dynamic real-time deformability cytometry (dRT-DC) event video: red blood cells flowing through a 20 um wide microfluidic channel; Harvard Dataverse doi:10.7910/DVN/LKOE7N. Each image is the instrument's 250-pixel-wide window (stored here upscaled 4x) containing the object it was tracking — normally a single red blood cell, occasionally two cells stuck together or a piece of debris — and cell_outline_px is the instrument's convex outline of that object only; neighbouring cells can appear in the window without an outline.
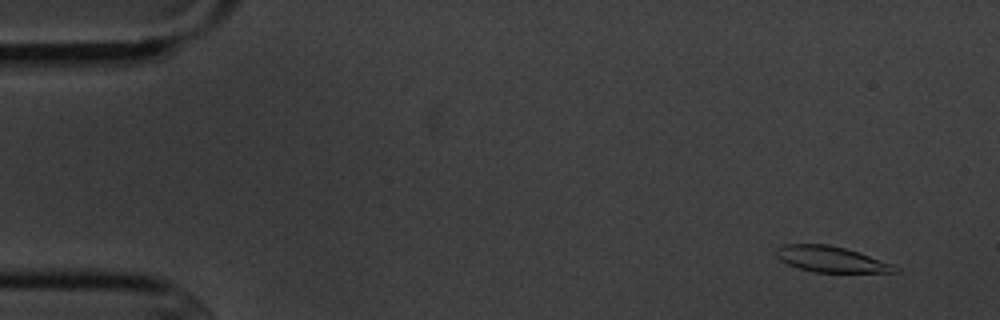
{"species": "common noctule bat (a hibernating species)", "species_latin": "Nyctalus noctula", "temperature_condition": "cold", "stored_images_in_passage": 6, "camera_frame_rate_fps": 3000, "um_per_image_px": 0.085, "animal": {"sex": "male", "body_mass_g": 20.1, "forearm_length_mm": 53.5}, "frame": {"image": 1, "passage_image": 1, "time_ms": 0.0, "image_size_px": [1000, 320], "cell_outline_px": [[900, 272], [812, 272], [788, 264], [780, 260], [776, 256], [776, 248], [784, 244], [828, 244], [844, 248], [892, 264], [900, 268]], "centroid_in_image_um": [70.61, 22.04], "position_along_channel_um": 14.4, "area_um2": 17.63}}
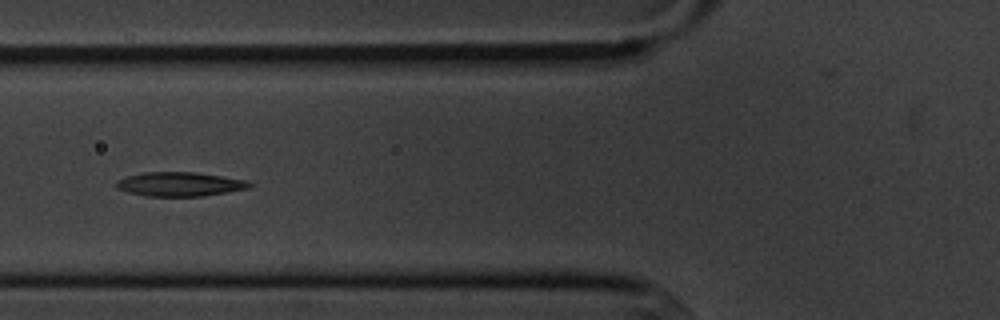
{"frame": {"image": 2, "passage_image": 6, "time_ms": 5.667, "image_size_px": [1000, 320], "cell_outline_px": [[252, 184], [248, 188], [228, 192], [204, 196], [144, 196], [128, 192], [116, 188], [116, 180], [128, 176], [144, 172], [196, 172], [244, 180]], "centroid_in_image_um": [15.23, 15.66], "position_along_channel_um": 110.6, "area_um2": 18.61}}